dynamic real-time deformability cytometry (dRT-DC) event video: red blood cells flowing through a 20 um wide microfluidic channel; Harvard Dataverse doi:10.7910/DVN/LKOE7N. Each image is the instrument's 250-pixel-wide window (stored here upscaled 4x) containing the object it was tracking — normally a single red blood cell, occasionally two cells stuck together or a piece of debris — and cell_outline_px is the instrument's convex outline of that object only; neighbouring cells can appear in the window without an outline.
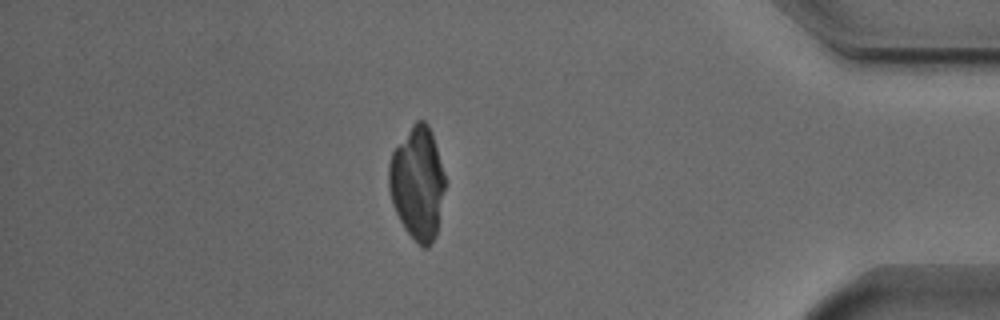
{"species": "Egyptian fruit bat (a non-hibernating species)", "species_latin": "Rousettus aegyptiacus", "temperature_condition": "cold", "stored_images_in_passage": 55, "camera_frame_rate_fps": 3000, "um_per_image_px": 0.085, "animal": {"sex": "male"}, "frame": {"image": 1, "passage_image": 48, "time_ms": 15.667, "image_size_px": [1000, 320], "cell_outline_px": [[444, 188], [436, 236], [428, 248], [424, 248], [404, 228], [392, 204], [388, 188], [388, 164], [392, 152], [412, 124], [416, 120], [424, 120], [428, 124], [432, 132], [444, 176]], "centroid_in_image_um": [35.45, 15.54], "position_along_channel_um": 399.7, "area_um2": 36.65}}